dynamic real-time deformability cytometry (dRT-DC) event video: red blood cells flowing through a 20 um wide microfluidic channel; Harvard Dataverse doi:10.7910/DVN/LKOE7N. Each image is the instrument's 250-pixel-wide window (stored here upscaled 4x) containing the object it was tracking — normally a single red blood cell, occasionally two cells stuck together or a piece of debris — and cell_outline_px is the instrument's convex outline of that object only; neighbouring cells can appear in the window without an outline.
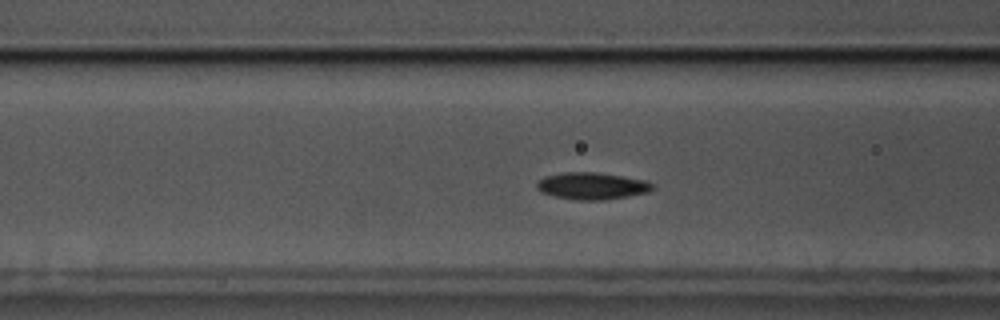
{"species": "common noctule bat (a hibernating species)", "species_latin": "Nyctalus noctula", "temperature_condition": "cold", "stored_images_in_passage": 58, "camera_frame_rate_fps": 3000, "um_per_image_px": 0.085, "animal": {"sex": "male", "body_mass_g": 17.5, "forearm_length_mm": 52.3}, "frame": {"image": 1, "passage_image": 22, "time_ms": 7.0, "image_size_px": [1000, 320], "cell_outline_px": [[656, 184], [648, 192], [628, 196], [604, 200], [576, 200], [556, 196], [540, 192], [536, 188], [536, 184], [544, 176], [564, 172], [596, 172], [648, 180]], "centroid_in_image_um": [50.34, 15.8], "position_along_channel_um": 116.3, "area_um2": 18.26}}
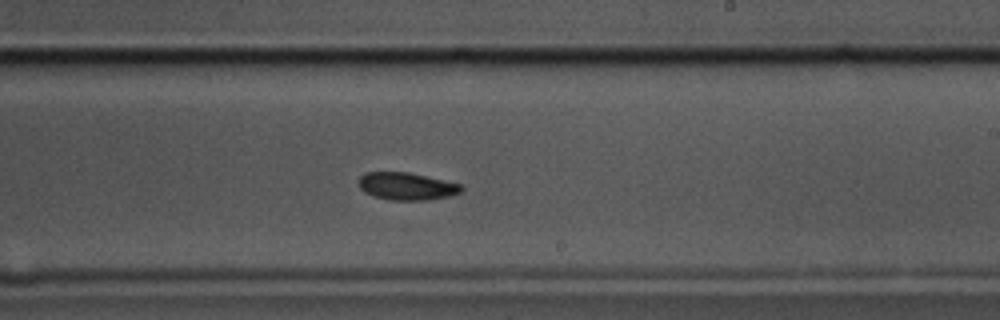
{"frame": {"image": 2, "passage_image": 34, "time_ms": 11.0, "image_size_px": [1000, 320], "cell_outline_px": [[464, 188], [460, 192], [448, 196], [428, 200], [388, 200], [372, 196], [364, 192], [360, 188], [360, 176], [364, 172], [408, 172], [444, 180], [460, 184]], "centroid_in_image_um": [34.54, 15.83], "position_along_channel_um": 254.5, "area_um2": 16.42}}
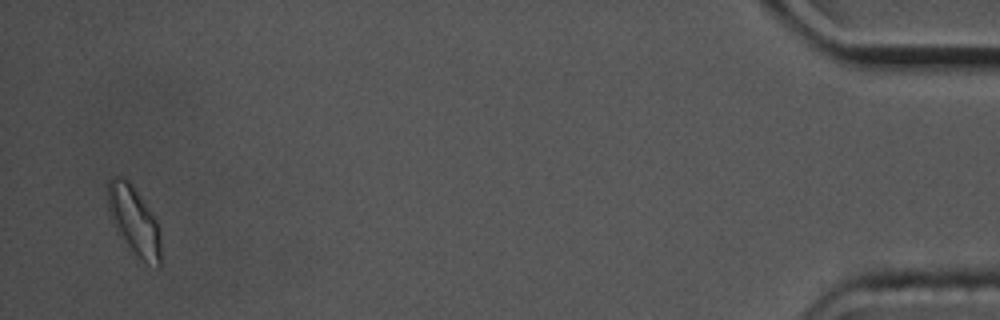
{"frame": {"image": 3, "passage_image": 56, "time_ms": 18.333, "image_size_px": [1000, 320], "cell_outline_px": [[160, 268], [156, 268], [144, 260], [116, 232], [112, 224], [108, 212], [108, 180], [112, 176], [124, 176], [132, 184], [156, 220], [160, 228]], "centroid_in_image_um": [11.37, 18.7], "position_along_channel_um": 423.8, "area_um2": 20.98}, "authors_computed_cell_mechanics": {"area_um2": 17.2244, "velocity_mm_per_s": 3.4662, "shape_relaxation_time_tau1_ms": 2.5984, "shape_relaxation_time_tau2_ms": null, "deformation_change_tau1": 0.0826, "deformation_change_tau2": null}}